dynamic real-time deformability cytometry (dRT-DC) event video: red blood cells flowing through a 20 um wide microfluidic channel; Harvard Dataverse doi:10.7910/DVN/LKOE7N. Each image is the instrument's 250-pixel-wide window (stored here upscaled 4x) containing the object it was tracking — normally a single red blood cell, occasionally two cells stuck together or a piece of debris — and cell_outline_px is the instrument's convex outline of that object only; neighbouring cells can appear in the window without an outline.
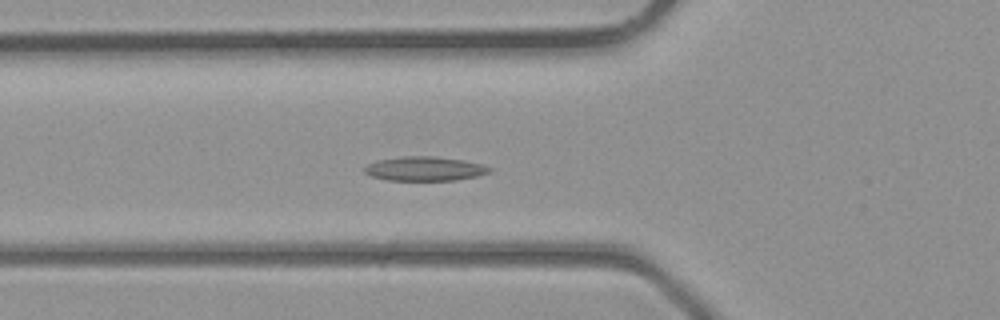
{"species": "common noctule bat (a hibernating species)", "species_latin": "Nyctalus noctula", "temperature_condition": "room temperature", "stored_images_in_passage": 39, "camera_frame_rate_fps": 3000, "um_per_image_px": 0.085, "animal": {"sex": "male", "body_mass_g": 23.1, "forearm_length_mm": 52.7}, "frame": {"image": 1, "passage_image": 14, "time_ms": 4.333, "image_size_px": [1000, 320], "cell_outline_px": [[492, 172], [476, 176], [456, 180], [388, 180], [372, 176], [364, 172], [364, 168], [368, 164], [376, 160], [404, 156], [436, 156], [464, 160], [480, 164], [492, 168]], "centroid_in_image_um": [36.11, 14.33], "position_along_channel_um": 89.7, "area_um2": 17.63}}
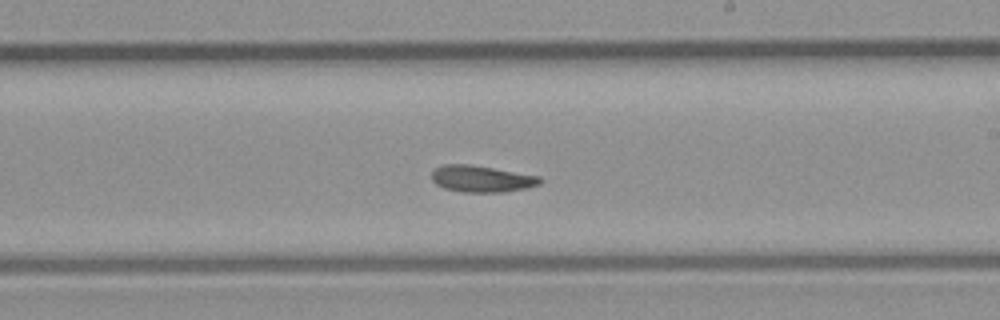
{"frame": {"image": 2, "passage_image": 23, "time_ms": 7.333, "image_size_px": [1000, 320], "cell_outline_px": [[544, 180], [540, 184], [528, 188], [504, 192], [464, 192], [444, 188], [436, 184], [432, 180], [432, 172], [436, 168], [444, 164], [472, 164], [540, 176]], "centroid_in_image_um": [40.97, 15.2], "position_along_channel_um": 248.0, "area_um2": 16.94}}
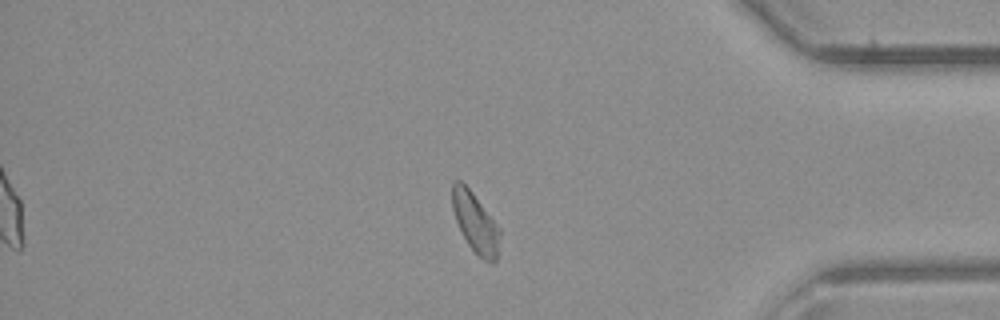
{"frame": {"image": 3, "passage_image": 33, "time_ms": 10.667, "image_size_px": [1000, 320], "cell_outline_px": [[500, 236], [496, 260], [492, 264], [484, 260], [468, 244], [456, 220], [452, 208], [452, 180], [460, 180], [472, 192], [500, 228]], "centroid_in_image_um": [40.4, 18.91], "position_along_channel_um": 394.8, "area_um2": 16.3}}